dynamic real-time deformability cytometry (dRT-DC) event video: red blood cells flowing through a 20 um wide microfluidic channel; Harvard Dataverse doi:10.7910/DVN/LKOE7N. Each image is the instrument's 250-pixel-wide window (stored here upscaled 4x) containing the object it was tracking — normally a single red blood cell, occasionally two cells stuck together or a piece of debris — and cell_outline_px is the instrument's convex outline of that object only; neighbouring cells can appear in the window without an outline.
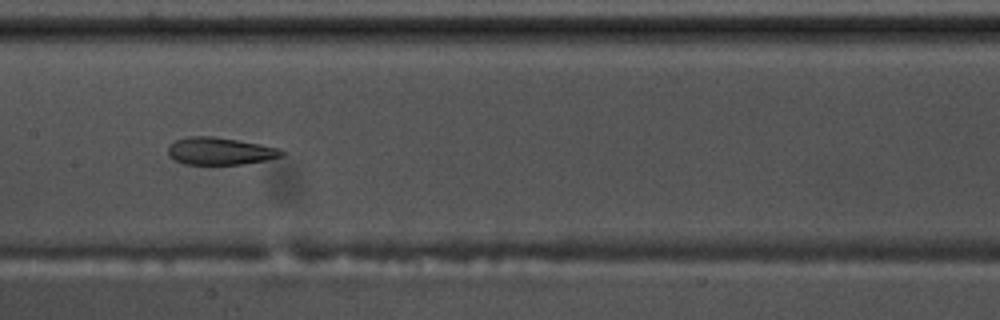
{"species": "common noctule bat (a hibernating species)", "species_latin": "Nyctalus noctula", "temperature_condition": "warm", "stored_images_in_passage": 42, "segment_of_instrument_passage": [1, 2], "camera_frame_rate_fps": 3000, "um_per_image_px": 0.085, "animal": {"sex": "male", "body_mass_g": 17.5, "forearm_length_mm": 52.3}, "frame": {"image": 1, "passage_image": 12, "time_ms": 3.667, "image_size_px": [1000, 320], "cell_outline_px": [[284, 156], [264, 160], [240, 164], [184, 164], [168, 156], [168, 144], [176, 140], [188, 136], [212, 136], [260, 144], [280, 148], [284, 152]], "centroid_in_image_um": [18.67, 12.84], "position_along_channel_um": 188.7, "area_um2": 18.03}}
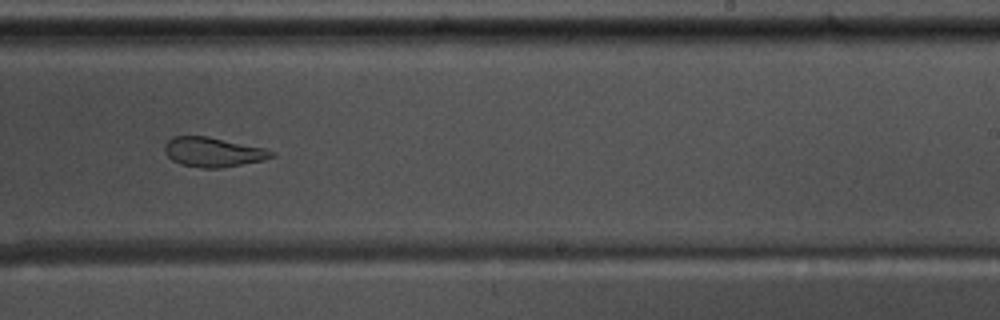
{"frame": {"image": 2, "passage_image": 19, "time_ms": 6.0, "image_size_px": [1000, 320], "cell_outline_px": [[276, 156], [264, 160], [220, 168], [200, 168], [180, 164], [172, 160], [164, 152], [164, 144], [172, 136], [208, 136], [264, 148], [276, 152]], "centroid_in_image_um": [18.11, 12.93], "position_along_channel_um": 270.9, "area_um2": 18.55}}
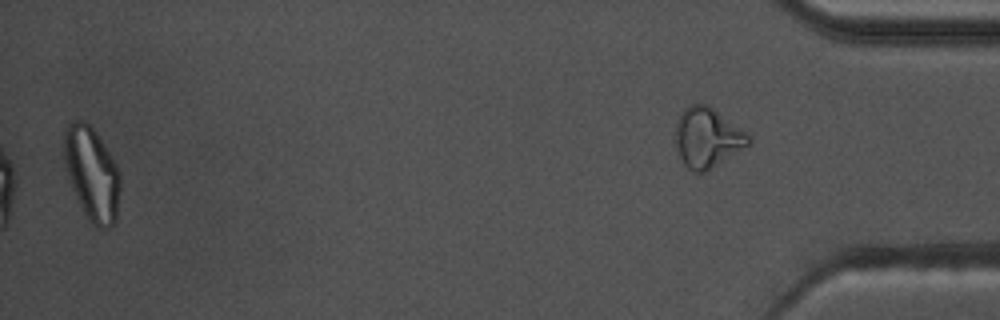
{"frame": {"image": 3, "passage_image": 40, "time_ms": 13.0, "image_size_px": [1000, 320], "cell_outline_px": [[120, 188], [116, 220], [112, 228], [100, 228], [92, 224], [84, 216], [72, 188], [64, 168], [64, 128], [72, 120], [84, 120], [96, 132], [116, 164], [120, 172]], "centroid_in_image_um": [7.79, 14.79], "position_along_channel_um": 427.4, "area_um2": 30.98}}